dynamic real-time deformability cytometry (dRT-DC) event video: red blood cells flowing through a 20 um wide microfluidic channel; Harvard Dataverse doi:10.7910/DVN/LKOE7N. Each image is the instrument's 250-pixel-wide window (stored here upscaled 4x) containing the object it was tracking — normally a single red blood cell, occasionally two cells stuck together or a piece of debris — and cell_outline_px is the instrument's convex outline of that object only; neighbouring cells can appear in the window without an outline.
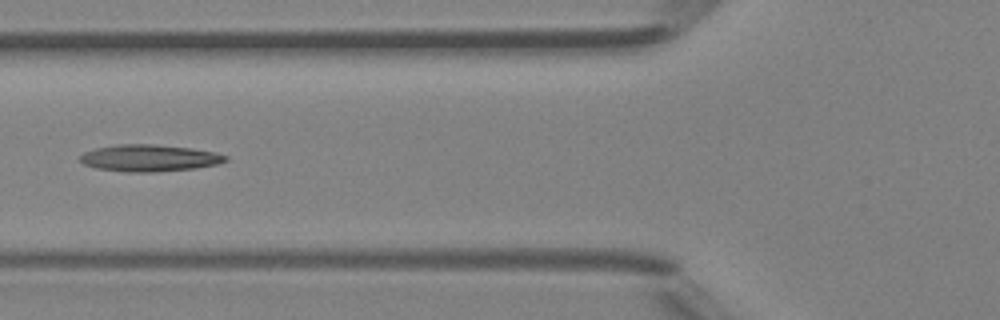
{"species": "Egyptian fruit bat (a non-hibernating species)", "species_latin": "Rousettus aegyptiacus", "temperature_condition": "room temperature", "stored_images_in_passage": 35, "camera_frame_rate_fps": 3000, "um_per_image_px": 0.085, "animal": {"sex": "female"}, "frame": {"image": 1, "passage_image": 6, "time_ms": 1.667, "image_size_px": [1000, 320], "cell_outline_px": [[228, 160], [216, 164], [196, 168], [156, 172], [128, 172], [96, 168], [84, 164], [80, 160], [80, 156], [84, 152], [96, 148], [120, 144], [152, 144], [192, 148], [216, 152], [228, 156]], "centroid_in_image_um": [12.71, 13.43], "position_along_channel_um": 113.1, "area_um2": 22.72}}
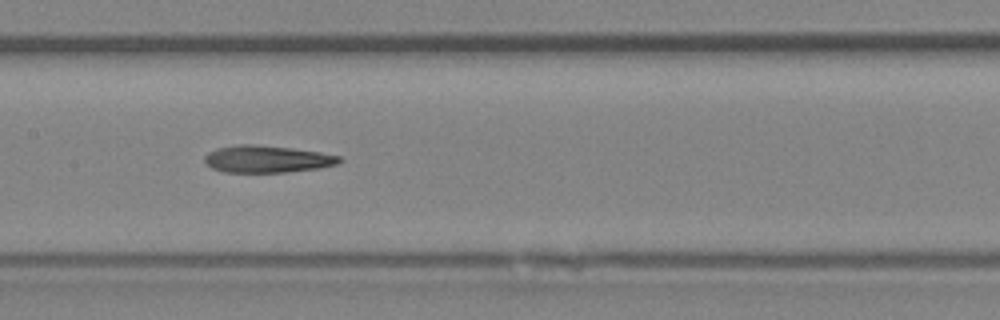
{"frame": {"image": 2, "passage_image": 11, "time_ms": 3.333, "image_size_px": [1000, 320], "cell_outline_px": [[344, 160], [336, 164], [320, 168], [284, 172], [224, 172], [212, 168], [204, 160], [204, 156], [208, 152], [216, 148], [240, 144], [256, 144], [292, 148], [320, 152], [340, 156]], "centroid_in_image_um": [22.7, 13.51], "position_along_channel_um": 184.7, "area_um2": 21.33}}
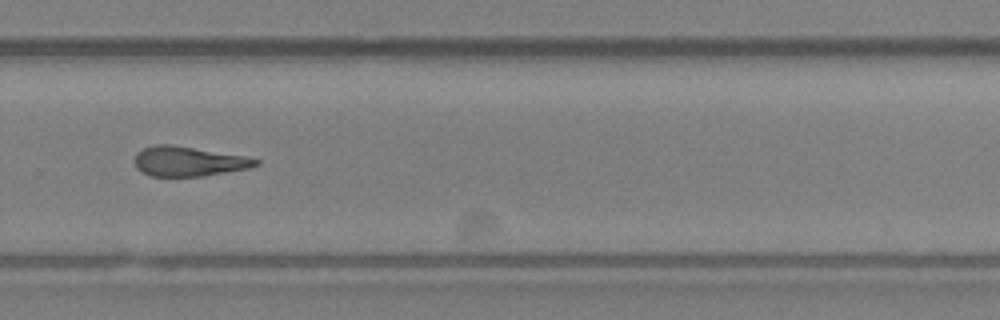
{"frame": {"image": 3, "passage_image": 20, "time_ms": 6.333, "image_size_px": [1000, 320], "cell_outline_px": [[260, 164], [248, 168], [200, 176], [148, 176], [140, 172], [136, 168], [136, 152], [144, 148], [156, 144], [168, 144], [244, 156], [260, 160]], "centroid_in_image_um": [15.98, 13.72], "position_along_channel_um": 313.8, "area_um2": 20.69}, "authors_computed_cell_mechanics": {"area_um2": 21.7328, "velocity_mm_per_s": 4.3149, "shape_relaxation_time_tau1_ms": null, "shape_relaxation_time_tau2_ms": 6.0063, "deformation_change_tau1": null, "deformation_change_tau2": 0.1945}}